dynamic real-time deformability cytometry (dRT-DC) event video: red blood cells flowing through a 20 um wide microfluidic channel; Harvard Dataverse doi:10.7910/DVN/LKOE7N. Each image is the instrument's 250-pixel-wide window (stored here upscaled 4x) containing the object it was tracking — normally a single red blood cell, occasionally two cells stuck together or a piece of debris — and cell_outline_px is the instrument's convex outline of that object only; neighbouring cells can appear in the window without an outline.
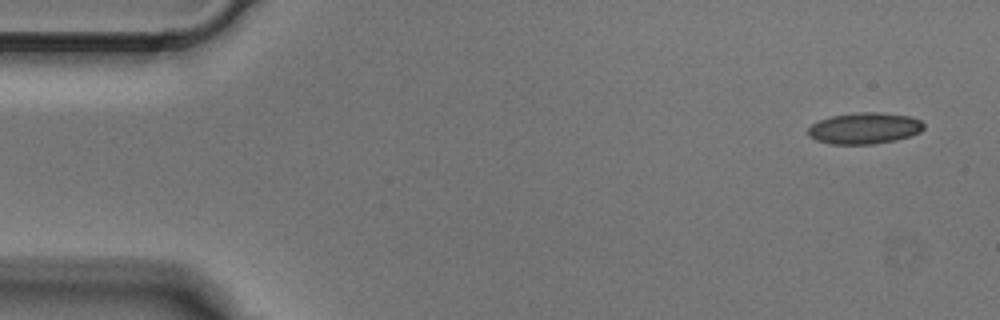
{"species": "Egyptian fruit bat (a non-hibernating species)", "species_latin": "Rousettus aegyptiacus", "temperature_condition": "cold", "stored_images_in_passage": 3, "camera_frame_rate_fps": 3000, "um_per_image_px": 0.085, "animal": {"sex": "male"}, "frame": {"image": 1, "passage_image": 1, "time_ms": 0.0, "image_size_px": [1000, 320], "cell_outline_px": [[924, 128], [920, 132], [896, 140], [872, 144], [828, 144], [816, 140], [808, 136], [808, 128], [812, 124], [820, 120], [832, 116], [856, 112], [880, 112], [908, 116], [920, 120], [924, 124]], "centroid_in_image_um": [73.46, 10.9], "position_along_channel_um": 11.5, "area_um2": 21.1}}
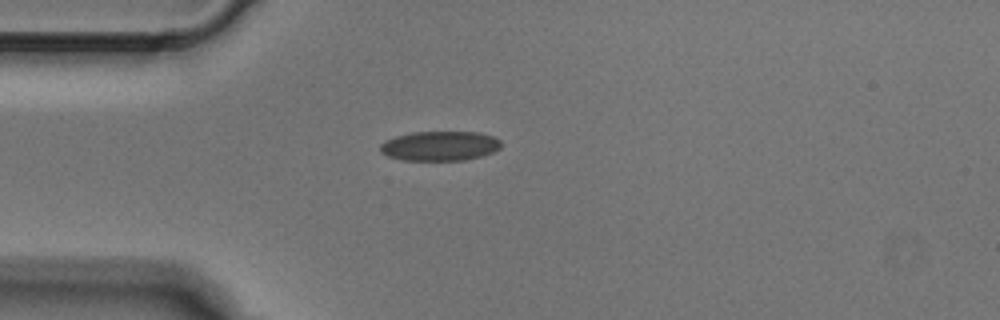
{"frame": {"image": 2, "passage_image": 3, "time_ms": 0.667, "image_size_px": [1000, 320], "cell_outline_px": [[500, 148], [492, 152], [480, 156], [464, 160], [404, 160], [388, 156], [380, 152], [380, 144], [384, 140], [396, 136], [412, 132], [480, 132], [492, 136], [500, 140]], "centroid_in_image_um": [37.36, 12.4], "position_along_channel_um": 47.6, "area_um2": 20.81}}